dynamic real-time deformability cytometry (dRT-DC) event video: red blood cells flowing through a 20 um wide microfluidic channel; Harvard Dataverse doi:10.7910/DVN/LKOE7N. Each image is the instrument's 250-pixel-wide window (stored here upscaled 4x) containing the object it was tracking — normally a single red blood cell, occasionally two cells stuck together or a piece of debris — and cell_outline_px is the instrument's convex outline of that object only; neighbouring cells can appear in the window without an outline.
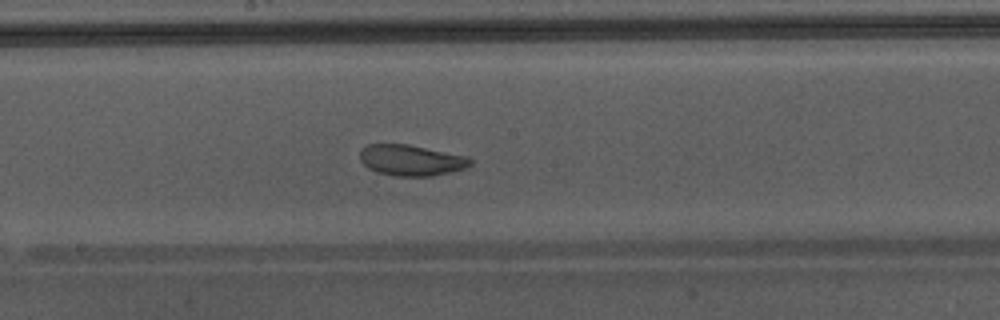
{"species": "Egyptian fruit bat (a non-hibernating species)", "species_latin": "Rousettus aegyptiacus", "temperature_condition": "warm", "stored_images_in_passage": 48, "camera_frame_rate_fps": 3000, "um_per_image_px": 0.085, "animal": {"sex": "male"}, "frame": {"image": 1, "passage_image": 28, "time_ms": 9.0, "image_size_px": [1000, 320], "cell_outline_px": [[472, 164], [464, 168], [452, 172], [432, 176], [396, 176], [376, 172], [368, 168], [360, 160], [360, 148], [368, 144], [408, 144], [468, 156], [472, 160]], "centroid_in_image_um": [34.94, 13.62], "position_along_channel_um": 213.3, "area_um2": 20.06}, "authors_computed_cell_mechanics": {"area_um2": 24.9118, "velocity_mm_per_s": 4.3638, "shape_relaxation_time_tau1_ms": 4.0896, "shape_relaxation_time_tau2_ms": 1.7936, "deformation_change_tau1": 0.094, "deformation_change_tau2": 0.0817}}